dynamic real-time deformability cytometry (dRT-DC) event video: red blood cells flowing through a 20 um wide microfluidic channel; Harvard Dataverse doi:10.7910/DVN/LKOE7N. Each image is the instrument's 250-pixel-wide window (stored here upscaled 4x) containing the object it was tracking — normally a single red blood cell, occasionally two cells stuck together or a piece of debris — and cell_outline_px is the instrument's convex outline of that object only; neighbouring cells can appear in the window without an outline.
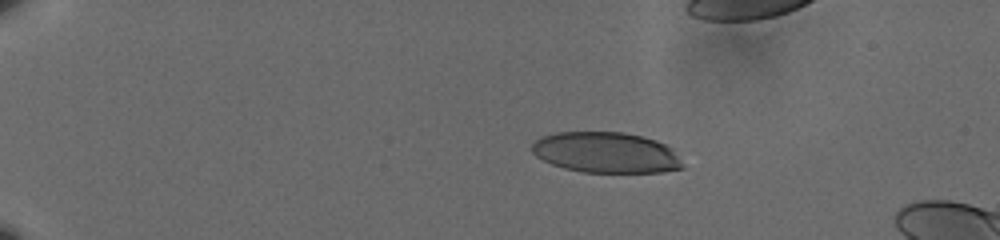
{"species": "human", "species_latin": "Homo sapiens", "temperature_condition": "cold", "stored_images_in_passage": 44, "camera_frame_rate_fps": 3000, "um_per_image_px": 0.085, "donor": {"sex": "male"}, "frame": {"image": 1, "passage_image": 1, "time_ms": 0.0, "image_size_px": [1000, 240], "cell_outline_px": [[684, 168], [660, 172], [584, 172], [564, 168], [552, 164], [536, 156], [532, 152], [532, 144], [540, 136], [556, 132], [624, 132], [656, 140], [672, 148], [680, 160]], "centroid_in_image_um": [51.49, 12.96], "position_along_channel_um": 33.5, "area_um2": 35.66}}
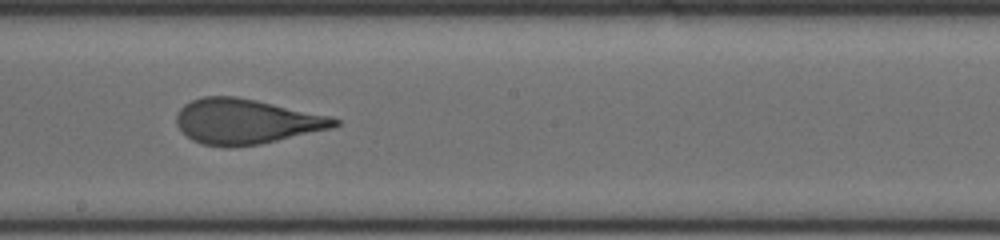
{"frame": {"image": 2, "passage_image": 25, "time_ms": 8.0, "image_size_px": [1000, 240], "cell_outline_px": [[340, 124], [332, 128], [260, 144], [228, 148], [224, 148], [200, 144], [192, 140], [176, 124], [176, 112], [184, 104], [192, 100], [204, 96], [236, 96], [256, 100], [332, 116], [340, 120]], "centroid_in_image_um": [20.9, 10.33], "position_along_channel_um": 227.3, "area_um2": 41.73}}
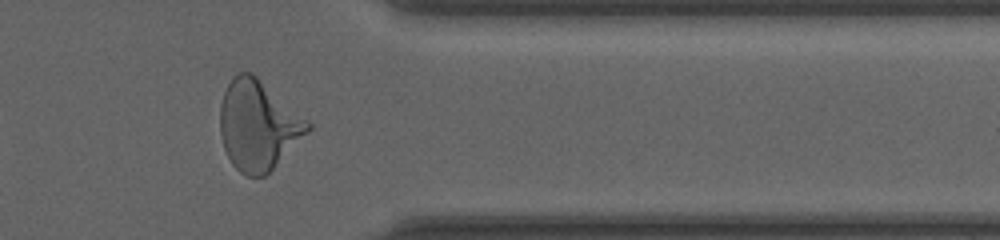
{"frame": {"image": 3, "passage_image": 39, "time_ms": 12.667, "image_size_px": [1000, 240], "cell_outline_px": [[312, 128], [264, 176], [248, 176], [240, 172], [232, 164], [224, 148], [220, 132], [220, 104], [224, 92], [232, 76], [236, 72], [252, 72], [308, 120], [312, 124]], "centroid_in_image_um": [21.92, 10.62], "position_along_channel_um": 389.5, "area_um2": 45.37}}